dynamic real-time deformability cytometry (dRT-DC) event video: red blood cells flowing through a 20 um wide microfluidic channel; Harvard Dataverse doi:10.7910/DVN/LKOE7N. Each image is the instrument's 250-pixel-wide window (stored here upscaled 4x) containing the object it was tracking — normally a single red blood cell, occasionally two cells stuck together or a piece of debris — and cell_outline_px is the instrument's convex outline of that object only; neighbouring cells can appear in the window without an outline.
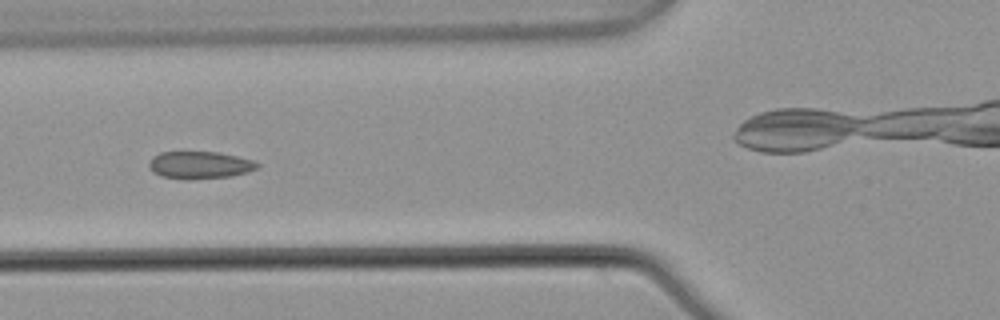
{"species": "common noctule bat (a hibernating species)", "species_latin": "Nyctalus noctula", "temperature_condition": "warm", "stored_images_in_passage": 8, "camera_frame_rate_fps": 3000, "um_per_image_px": 0.085, "animal": {"sex": "male", "body_mass_g": 21.5, "forearm_length_mm": 52.0}, "frame": {"image": 1, "passage_image": 5, "time_ms": 1.333, "image_size_px": [1000, 320], "cell_outline_px": [[260, 168], [248, 172], [232, 176], [188, 180], [160, 176], [152, 172], [148, 168], [148, 164], [152, 156], [160, 152], [220, 152], [256, 160], [260, 164]], "centroid_in_image_um": [17.0, 14.03], "position_along_channel_um": 108.8, "area_um2": 17.74}}